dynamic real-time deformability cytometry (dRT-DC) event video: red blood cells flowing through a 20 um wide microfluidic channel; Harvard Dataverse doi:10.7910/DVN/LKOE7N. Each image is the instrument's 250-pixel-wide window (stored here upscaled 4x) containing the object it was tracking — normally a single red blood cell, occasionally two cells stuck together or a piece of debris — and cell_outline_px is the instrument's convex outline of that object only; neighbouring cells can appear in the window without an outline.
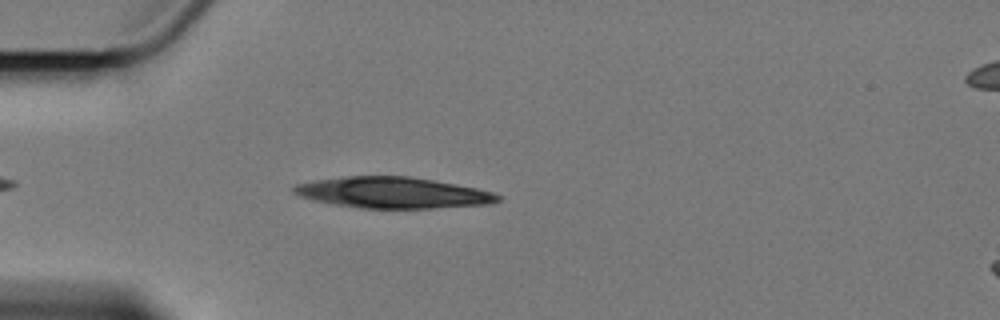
{"species": "Egyptian fruit bat (a non-hibernating species)", "species_latin": "Rousettus aegyptiacus", "temperature_condition": "cold", "stored_images_in_passage": 1, "camera_frame_rate_fps": 3000, "um_per_image_px": 0.085, "animal": {"sex": "female"}, "frame": {"image": 1, "passage_image": 1, "time_ms": 0.0, "image_size_px": [1000, 320], "cell_outline_px": [[500, 200], [492, 204], [432, 208], [360, 208], [336, 204], [316, 200], [300, 196], [292, 192], [292, 188], [296, 184], [316, 180], [344, 176], [408, 176], [432, 180], [476, 188], [492, 192], [500, 196]], "centroid_in_image_um": [33.39, 16.37], "position_along_channel_um": 51.6, "area_um2": 36.59}}